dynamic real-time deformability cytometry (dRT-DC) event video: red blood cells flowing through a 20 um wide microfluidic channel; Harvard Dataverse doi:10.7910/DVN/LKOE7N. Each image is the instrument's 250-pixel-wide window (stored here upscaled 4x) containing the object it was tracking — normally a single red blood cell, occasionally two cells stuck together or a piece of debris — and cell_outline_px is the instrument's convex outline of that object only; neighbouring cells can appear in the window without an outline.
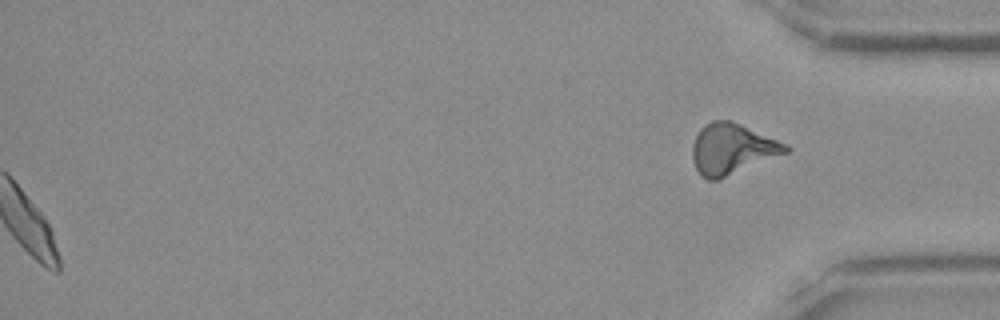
{"species": "Egyptian fruit bat (a non-hibernating species)", "species_latin": "Rousettus aegyptiacus", "temperature_condition": "room temperature", "stored_images_in_passage": 51, "segment_of_instrument_passage": [2, 2], "camera_frame_rate_fps": 3000, "um_per_image_px": 0.085, "frame": {"image": 1, "passage_image": 51, "time_ms": 16.667, "image_size_px": [1000, 320], "cell_outline_px": [[792, 148], [788, 152], [716, 180], [708, 180], [696, 168], [692, 156], [692, 144], [700, 128], [704, 124], [712, 120], [728, 120], [740, 124], [788, 144]], "centroid_in_image_um": [62.22, 12.64], "position_along_channel_um": 373.0, "area_um2": 27.17}}